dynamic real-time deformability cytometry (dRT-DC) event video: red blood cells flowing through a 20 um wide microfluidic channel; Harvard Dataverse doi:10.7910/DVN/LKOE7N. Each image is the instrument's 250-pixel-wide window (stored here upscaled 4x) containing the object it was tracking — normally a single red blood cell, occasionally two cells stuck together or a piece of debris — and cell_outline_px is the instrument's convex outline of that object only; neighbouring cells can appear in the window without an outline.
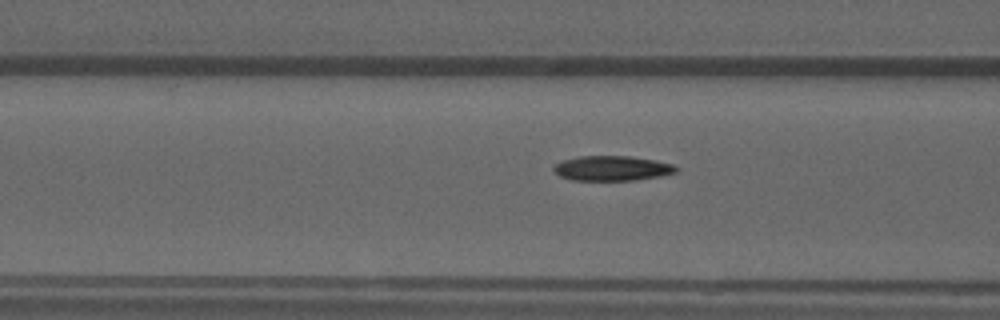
{"species": "common noctule bat (a hibernating species)", "species_latin": "Nyctalus noctula", "temperature_condition": "warm", "stored_images_in_passage": 53, "camera_frame_rate_fps": 3000, "um_per_image_px": 0.085, "animal": {"sex": "male", "forearm_length_mm": 52.5}, "frame": {"image": 1, "passage_image": 21, "time_ms": 6.667, "image_size_px": [1000, 320], "cell_outline_px": [[680, 168], [676, 172], [664, 176], [636, 180], [572, 180], [560, 176], [552, 168], [556, 164], [564, 160], [580, 156], [632, 156], [656, 160], [672, 164]], "centroid_in_image_um": [52.09, 14.3], "position_along_channel_um": 114.5, "area_um2": 17.86}}
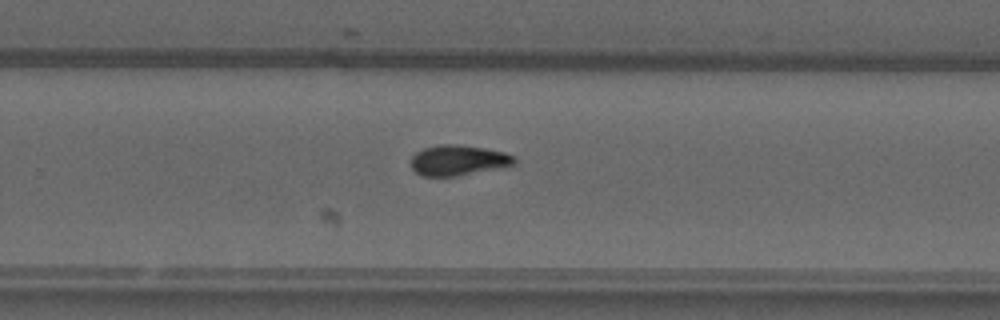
{"frame": {"image": 2, "passage_image": 35, "time_ms": 11.333, "image_size_px": [1000, 320], "cell_outline_px": [[516, 164], [456, 176], [420, 176], [412, 168], [412, 156], [416, 152], [424, 148], [436, 144], [460, 144], [484, 148], [504, 152], [512, 156], [516, 160]], "centroid_in_image_um": [38.91, 13.61], "position_along_channel_um": 290.9, "area_um2": 18.21}}
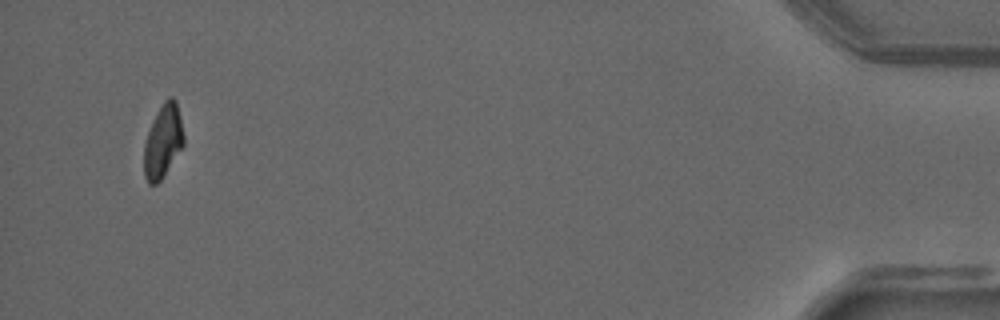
{"frame": {"image": 3, "passage_image": 52, "time_ms": 17.0, "image_size_px": [1000, 320], "cell_outline_px": [[184, 144], [164, 176], [156, 184], [148, 184], [144, 176], [144, 144], [152, 120], [164, 100], [168, 96], [172, 96], [176, 100], [180, 116], [184, 136]], "centroid_in_image_um": [13.85, 12.0], "position_along_channel_um": 421.3, "area_um2": 16.99}}